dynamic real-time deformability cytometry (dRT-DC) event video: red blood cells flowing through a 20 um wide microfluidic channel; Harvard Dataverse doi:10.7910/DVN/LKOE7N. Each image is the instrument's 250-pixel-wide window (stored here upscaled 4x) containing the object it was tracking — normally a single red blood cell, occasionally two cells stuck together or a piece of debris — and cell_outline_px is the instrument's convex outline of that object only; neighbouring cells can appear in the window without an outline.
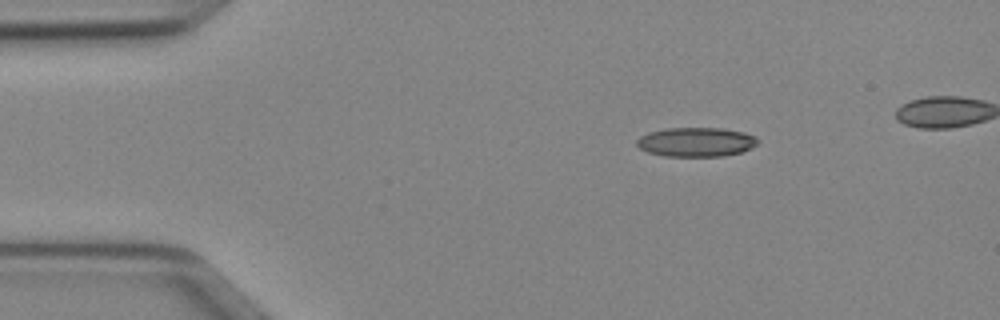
{"species": "Egyptian fruit bat (a non-hibernating species)", "species_latin": "Rousettus aegyptiacus", "temperature_condition": "cold", "stored_images_in_passage": 39, "camera_frame_rate_fps": 3000, "um_per_image_px": 0.085, "animal": {"sex": "female"}, "frame": {"image": 1, "passage_image": 1, "time_ms": 0.0, "image_size_px": [1000, 320], "cell_outline_px": [[756, 144], [740, 152], [724, 156], [664, 156], [648, 152], [640, 148], [636, 144], [636, 140], [640, 136], [648, 132], [668, 128], [724, 128], [744, 132], [756, 136]], "centroid_in_image_um": [59.13, 12.06], "position_along_channel_um": 25.9, "area_um2": 20.52}}
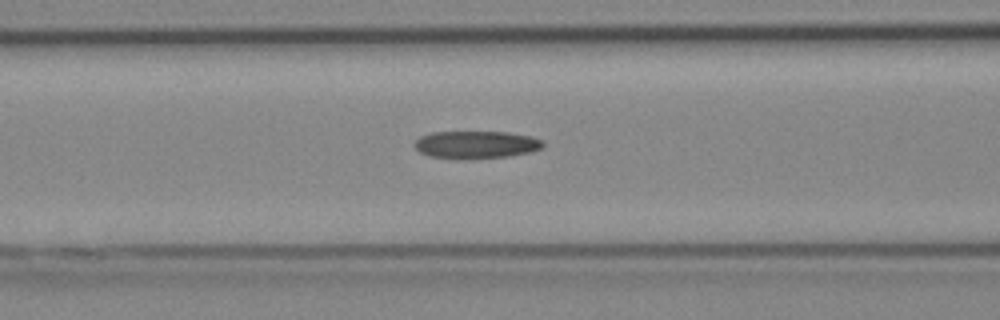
{"frame": {"image": 2, "passage_image": 13, "time_ms": 4.0, "image_size_px": [1000, 320], "cell_outline_px": [[544, 144], [540, 148], [528, 152], [508, 156], [456, 160], [432, 156], [420, 152], [412, 144], [420, 136], [432, 132], [508, 132], [532, 136], [540, 140]], "centroid_in_image_um": [40.41, 12.3], "position_along_channel_um": 126.2, "area_um2": 20.63}}
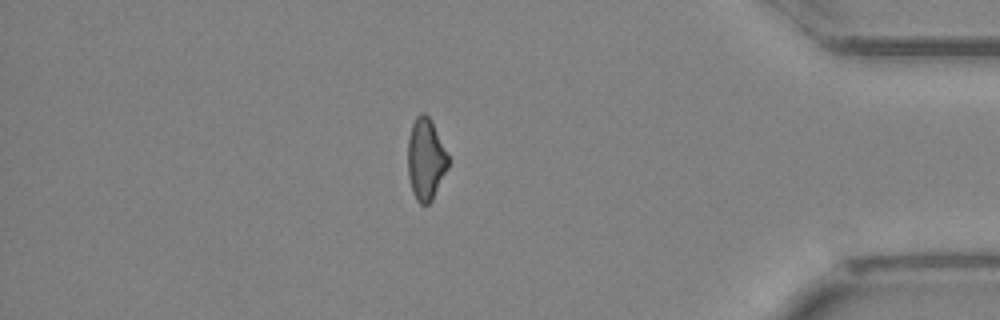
{"frame": {"image": 3, "passage_image": 36, "time_ms": 11.667, "image_size_px": [1000, 320], "cell_outline_px": [[448, 168], [432, 200], [428, 204], [420, 204], [416, 200], [412, 192], [408, 176], [408, 136], [412, 124], [416, 116], [420, 112], [424, 112], [432, 120], [448, 156]], "centroid_in_image_um": [36.17, 13.52], "position_along_channel_um": 399.0, "area_um2": 19.31}}